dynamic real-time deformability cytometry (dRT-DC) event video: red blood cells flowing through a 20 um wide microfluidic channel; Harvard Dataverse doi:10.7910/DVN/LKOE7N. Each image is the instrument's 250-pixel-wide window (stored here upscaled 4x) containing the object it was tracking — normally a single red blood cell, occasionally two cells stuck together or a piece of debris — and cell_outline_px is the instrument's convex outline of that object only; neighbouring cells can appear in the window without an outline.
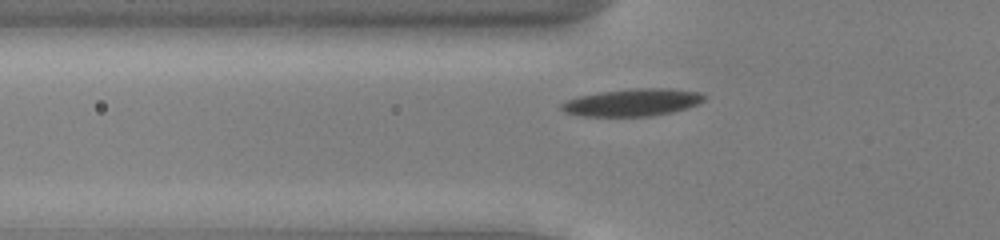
{"species": "common noctule bat (a hibernating species)", "species_latin": "Nyctalus noctula", "temperature_condition": "cold", "stored_images_in_passage": 43, "camera_frame_rate_fps": 3000, "um_per_image_px": 0.085, "animal": {"sex": "male", "body_mass_g": 13.0, "forearm_length_mm": 53.1}, "frame": {"image": 1, "passage_image": 8, "time_ms": 2.333, "image_size_px": [1000, 240], "cell_outline_px": [[708, 96], [700, 104], [688, 108], [672, 112], [652, 116], [580, 116], [564, 112], [560, 108], [560, 104], [564, 100], [580, 96], [600, 92], [632, 88], [668, 88], [700, 92]], "centroid_in_image_um": [53.78, 8.7], "position_along_channel_um": 72.0, "area_um2": 23.06}}
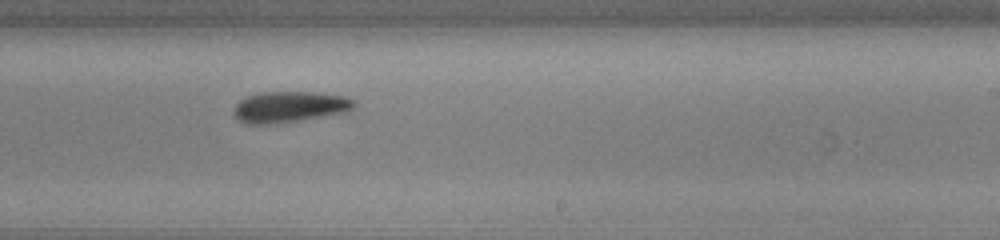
{"frame": {"image": 2, "passage_image": 23, "time_ms": 7.333, "image_size_px": [1000, 240], "cell_outline_px": [[356, 104], [348, 112], [300, 120], [268, 124], [248, 124], [236, 120], [232, 112], [236, 104], [244, 96], [260, 92], [312, 92], [344, 96], [352, 100]], "centroid_in_image_um": [24.55, 9.08], "position_along_channel_um": 264.5, "area_um2": 21.85}}
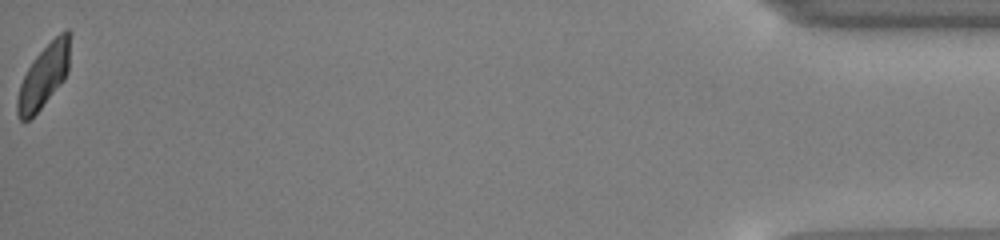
{"frame": {"image": 3, "passage_image": 43, "time_ms": 14.0, "image_size_px": [1000, 240], "cell_outline_px": [[72, 32], [68, 72], [64, 80], [40, 108], [28, 120], [20, 120], [16, 112], [16, 100], [20, 84], [32, 60], [64, 28], [68, 28]], "centroid_in_image_um": [3.76, 6.41], "position_along_channel_um": 431.4, "area_um2": 19.42}, "authors_computed_cell_mechanics": {"area_um2": 21.5594, "velocity_mm_per_s": 3.8728, "shape_relaxation_time_tau1_ms": 4.4661, "shape_relaxation_time_tau2_ms": 3.9498, "deformation_change_tau1": 0.1033, "deformation_change_tau2": 0.0977}}